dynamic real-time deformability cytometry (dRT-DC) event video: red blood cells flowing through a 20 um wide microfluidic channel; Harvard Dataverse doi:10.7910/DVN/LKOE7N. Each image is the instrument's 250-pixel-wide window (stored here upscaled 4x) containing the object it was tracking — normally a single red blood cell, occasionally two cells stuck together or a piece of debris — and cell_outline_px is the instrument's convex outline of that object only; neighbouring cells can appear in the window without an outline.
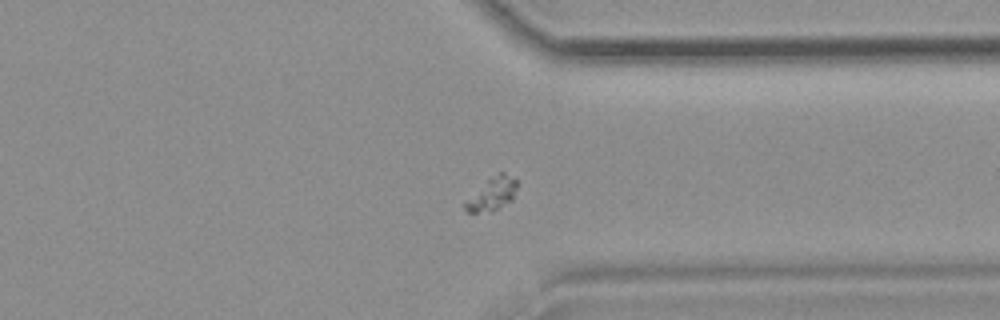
{"species": "common noctule bat (a hibernating species)", "species_latin": "Nyctalus noctula", "temperature_condition": "room temperature", "stored_images_in_passage": 36, "camera_frame_rate_fps": 3000, "um_per_image_px": 0.085, "animal": {"sex": "female", "body_mass_g": 19.9}, "frame": {"image": 1, "passage_image": 25, "time_ms": 8.0, "image_size_px": [1000, 320], "cell_outline_px": [[520, 184], [512, 200], [492, 212], [468, 212], [464, 208], [464, 200], [488, 180], [500, 172], [504, 172], [516, 180]], "centroid_in_image_um": [41.85, 16.51], "position_along_channel_um": 369.5, "area_um2": 10.0}}
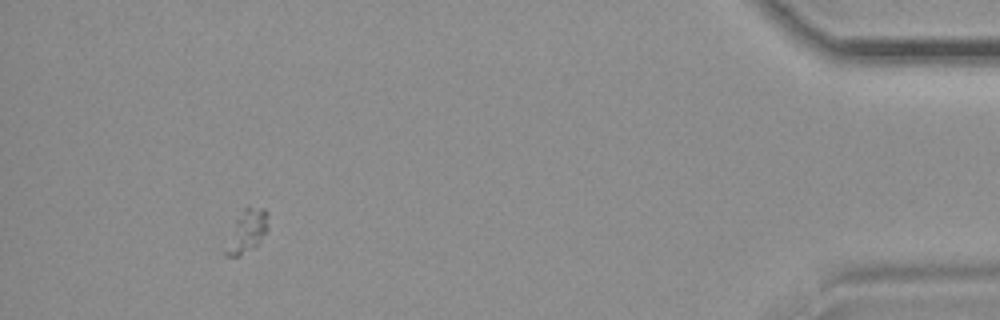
{"frame": {"image": 2, "passage_image": 33, "time_ms": 10.667, "image_size_px": [1000, 320], "cell_outline_px": [[268, 228], [260, 240], [252, 248], [240, 256], [228, 256], [224, 252], [236, 220], [244, 208], [264, 208], [268, 212]], "centroid_in_image_um": [21.02, 19.65], "position_along_channel_um": 414.2, "area_um2": 10.06}}